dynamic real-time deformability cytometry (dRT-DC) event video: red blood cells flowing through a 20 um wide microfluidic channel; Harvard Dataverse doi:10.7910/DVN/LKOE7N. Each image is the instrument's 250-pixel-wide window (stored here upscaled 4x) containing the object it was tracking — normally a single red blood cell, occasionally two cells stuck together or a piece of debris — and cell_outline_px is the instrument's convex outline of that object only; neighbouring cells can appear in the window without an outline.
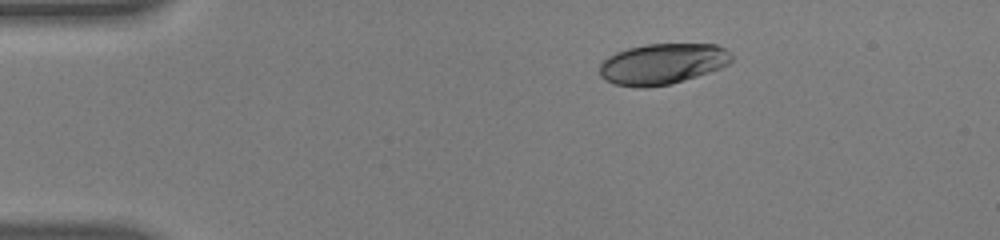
{"species": "human", "species_latin": "Homo sapiens", "temperature_condition": "warm", "stored_images_in_passage": 46, "camera_frame_rate_fps": 3000, "um_per_image_px": 0.085, "donor": {"sex": "male"}, "frame": {"image": 1, "passage_image": 1, "time_ms": 0.0, "image_size_px": [1000, 240], "cell_outline_px": [[732, 60], [728, 64], [720, 68], [672, 84], [644, 88], [640, 88], [612, 84], [604, 80], [600, 76], [600, 64], [608, 56], [616, 52], [628, 48], [644, 44], [716, 44], [724, 48], [732, 56]], "centroid_in_image_um": [56.27, 5.44], "position_along_channel_um": 28.7, "area_um2": 31.5}}
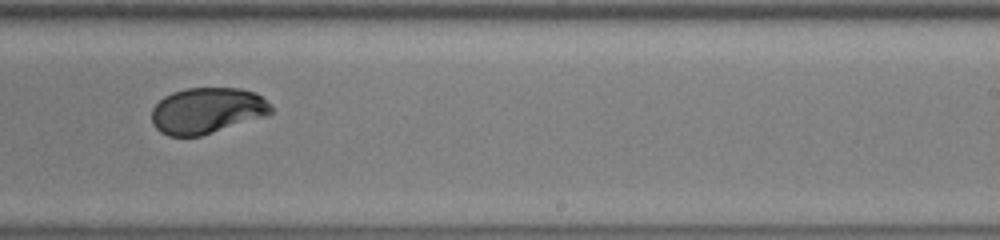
{"frame": {"image": 2, "passage_image": 26, "time_ms": 8.333, "image_size_px": [1000, 240], "cell_outline_px": [[272, 112], [268, 116], [200, 136], [168, 136], [160, 132], [152, 124], [152, 108], [164, 96], [172, 92], [184, 88], [240, 88], [256, 92], [272, 104]], "centroid_in_image_um": [17.62, 9.4], "position_along_channel_um": 271.4, "area_um2": 32.37}}
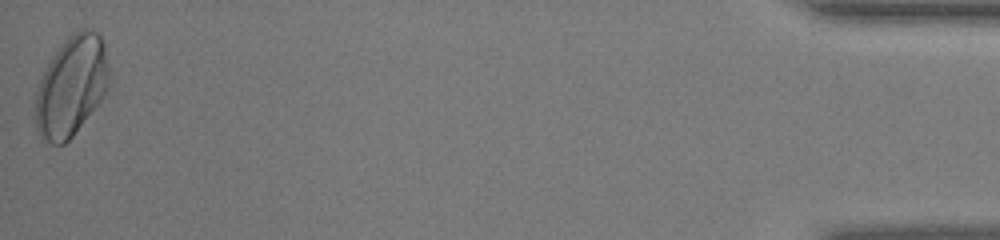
{"frame": {"image": 3, "passage_image": 46, "time_ms": 15.0, "image_size_px": [1000, 240], "cell_outline_px": [[108, 88], [104, 96], [72, 136], [64, 144], [52, 144], [40, 136], [36, 128], [36, 88], [52, 56], [68, 36], [72, 32], [80, 28], [88, 28], [96, 32], [104, 40], [108, 72]], "centroid_in_image_um": [6.07, 7.3], "position_along_channel_um": 429.1, "area_um2": 42.6}, "authors_computed_cell_mechanics": {"area_um2": 33.0905, "velocity_mm_per_s": 3.7718, "shape_relaxation_time_tau1_ms": 3.5817, "shape_relaxation_time_tau2_ms": null, "deformation_change_tau1": 0.164, "deformation_change_tau2": null}}